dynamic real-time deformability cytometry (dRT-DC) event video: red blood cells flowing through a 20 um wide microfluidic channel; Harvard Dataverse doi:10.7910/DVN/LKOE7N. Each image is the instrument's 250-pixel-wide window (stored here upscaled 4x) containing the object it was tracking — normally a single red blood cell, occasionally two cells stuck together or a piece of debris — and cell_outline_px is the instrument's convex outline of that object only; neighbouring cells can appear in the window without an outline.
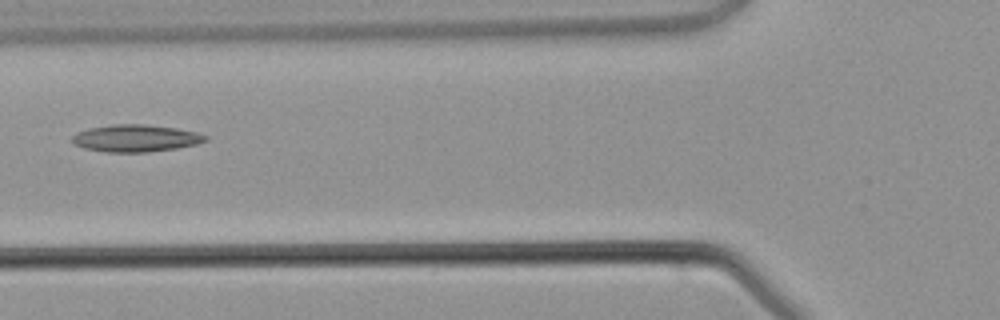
{"species": "common noctule bat (a hibernating species)", "species_latin": "Nyctalus noctula", "temperature_condition": "warm", "stored_images_in_passage": 3, "camera_frame_rate_fps": 3000, "um_per_image_px": 0.085, "animal": {"sex": "male", "body_mass_g": 21.5, "forearm_length_mm": 52.0}, "frame": {"image": 1, "passage_image": 3, "time_ms": 2.667, "image_size_px": [1000, 320], "cell_outline_px": [[208, 140], [196, 144], [176, 148], [144, 152], [104, 152], [84, 148], [72, 144], [72, 136], [76, 132], [88, 128], [112, 124], [144, 124], [176, 128], [196, 132], [208, 136]], "centroid_in_image_um": [11.49, 11.74], "position_along_channel_um": 114.3, "area_um2": 21.15}}